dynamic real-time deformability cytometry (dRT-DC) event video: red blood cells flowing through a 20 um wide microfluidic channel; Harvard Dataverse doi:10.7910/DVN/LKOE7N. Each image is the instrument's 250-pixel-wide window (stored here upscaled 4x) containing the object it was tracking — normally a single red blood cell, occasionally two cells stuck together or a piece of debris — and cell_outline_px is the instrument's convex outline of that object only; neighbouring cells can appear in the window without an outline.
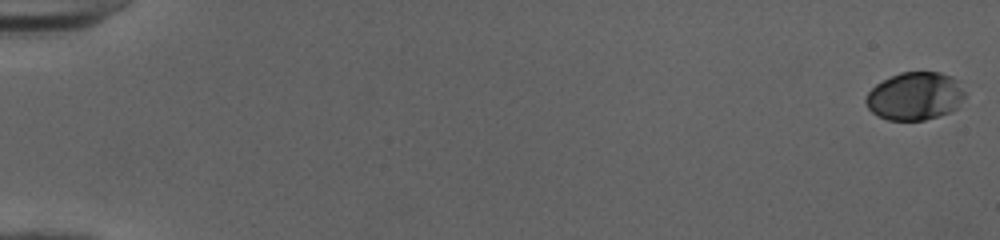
{"species": "human", "species_latin": "Homo sapiens", "temperature_condition": "cold", "stored_images_in_passage": 53, "camera_frame_rate_fps": 3000, "um_per_image_px": 0.085, "donor": {"sex": "female"}, "frame": {"image": 1, "passage_image": 1, "time_ms": 0.0, "image_size_px": [1000, 240], "cell_outline_px": [[964, 96], [956, 108], [940, 116], [924, 120], [888, 120], [876, 116], [868, 108], [864, 100], [868, 92], [876, 84], [900, 72], [940, 72], [952, 76], [956, 80], [964, 92]], "centroid_in_image_um": [77.74, 8.18], "position_along_channel_um": 7.3, "area_um2": 27.57}}
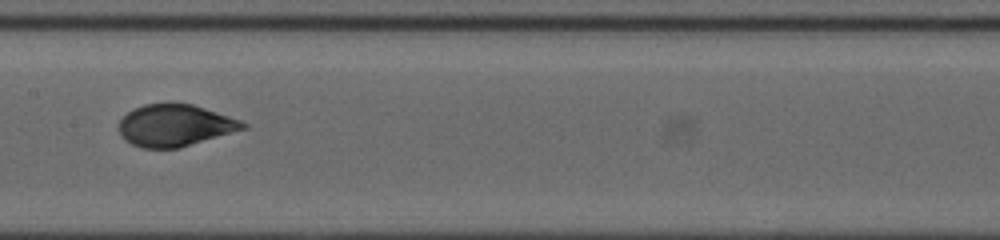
{"frame": {"image": 2, "passage_image": 29, "time_ms": 9.333, "image_size_px": [1000, 240], "cell_outline_px": [[248, 128], [180, 148], [144, 148], [132, 144], [124, 140], [120, 136], [120, 120], [132, 108], [144, 104], [168, 100], [172, 100], [192, 104], [240, 120], [248, 124]], "centroid_in_image_um": [14.86, 10.63], "position_along_channel_um": 192.5, "area_um2": 30.87}}
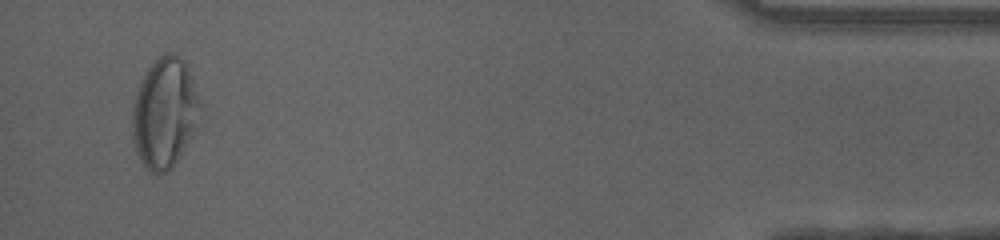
{"frame": {"image": 3, "passage_image": 51, "time_ms": 16.667, "image_size_px": [1000, 240], "cell_outline_px": [[200, 104], [192, 132], [172, 168], [164, 172], [152, 172], [140, 160], [136, 152], [132, 140], [132, 108], [140, 84], [148, 68], [164, 52], [172, 52], [184, 60], [188, 68]], "centroid_in_image_um": [13.94, 9.58], "position_along_channel_um": 421.3, "area_um2": 42.31}, "authors_computed_cell_mechanics": {"area_um2": 30.4606, "velocity_mm_per_s": 4.03, "shape_relaxation_time_tau1_ms": 3.277, "shape_relaxation_time_tau2_ms": null, "deformation_change_tau1": 0.1561, "deformation_change_tau2": null}}